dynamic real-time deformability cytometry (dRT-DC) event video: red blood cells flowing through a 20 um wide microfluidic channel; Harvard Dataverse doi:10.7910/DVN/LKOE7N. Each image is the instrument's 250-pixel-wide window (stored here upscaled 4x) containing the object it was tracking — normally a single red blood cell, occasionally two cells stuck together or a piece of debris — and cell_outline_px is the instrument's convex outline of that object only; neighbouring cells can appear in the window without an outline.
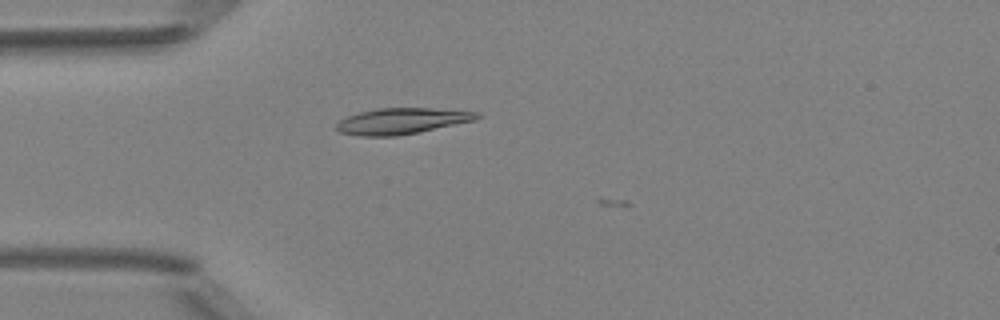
{"species": "Egyptian fruit bat (a non-hibernating species)", "species_latin": "Rousettus aegyptiacus", "temperature_condition": "room temperature", "stored_images_in_passage": 3, "camera_frame_rate_fps": 3000, "um_per_image_px": 0.085, "animal": {"sex": "female"}, "frame": {"image": 1, "passage_image": 3, "time_ms": 3.0, "image_size_px": [1000, 320], "cell_outline_px": [[480, 116], [476, 120], [396, 136], [360, 136], [340, 132], [336, 128], [336, 124], [340, 120], [348, 116], [360, 112], [376, 108], [428, 108], [480, 112]], "centroid_in_image_um": [34.13, 10.28], "position_along_channel_um": 50.9, "area_um2": 21.04}}